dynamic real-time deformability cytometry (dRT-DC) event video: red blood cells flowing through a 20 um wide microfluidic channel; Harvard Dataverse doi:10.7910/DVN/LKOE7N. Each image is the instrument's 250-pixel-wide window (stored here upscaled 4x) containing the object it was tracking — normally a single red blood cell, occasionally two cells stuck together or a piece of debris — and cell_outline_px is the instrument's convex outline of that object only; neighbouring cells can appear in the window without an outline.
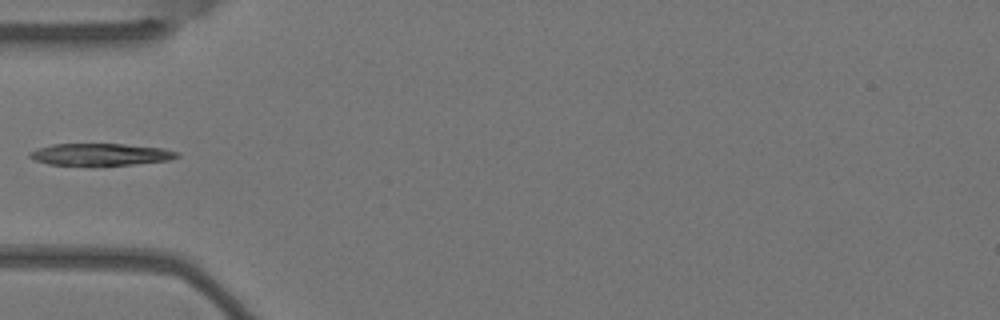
{"species": "Egyptian fruit bat (a non-hibernating species)", "species_latin": "Rousettus aegyptiacus", "temperature_condition": "warm", "stored_images_in_passage": 4, "camera_frame_rate_fps": 3000, "um_per_image_px": 0.085, "animal": {"sex": "female"}, "frame": {"image": 1, "passage_image": 3, "time_ms": 0.667, "image_size_px": [1000, 320], "cell_outline_px": [[180, 156], [172, 160], [92, 168], [48, 164], [36, 160], [28, 156], [28, 152], [52, 144], [124, 144], [164, 148], [180, 152]], "centroid_in_image_um": [8.56, 13.16], "position_along_channel_um": 76.4, "area_um2": 19.77}}
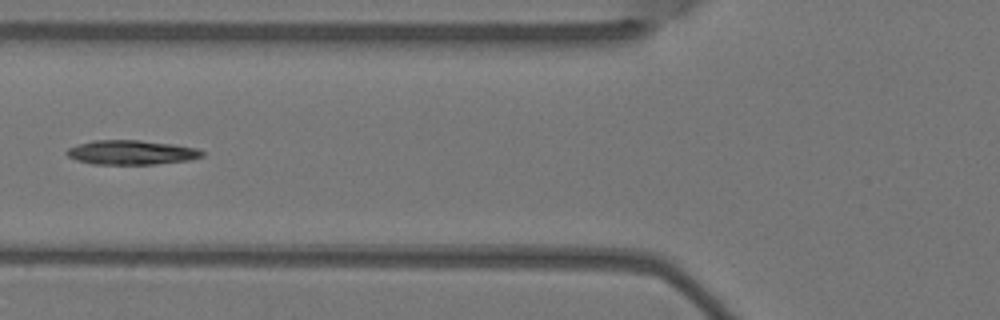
{"frame": {"image": 2, "passage_image": 4, "time_ms": 1.0, "image_size_px": [1000, 320], "cell_outline_px": [[204, 156], [188, 160], [156, 164], [92, 164], [76, 160], [68, 156], [64, 152], [68, 148], [76, 144], [92, 140], [140, 140], [172, 144], [196, 148], [204, 152]], "centroid_in_image_um": [11.12, 12.95], "position_along_channel_um": 114.7, "area_um2": 19.31}}